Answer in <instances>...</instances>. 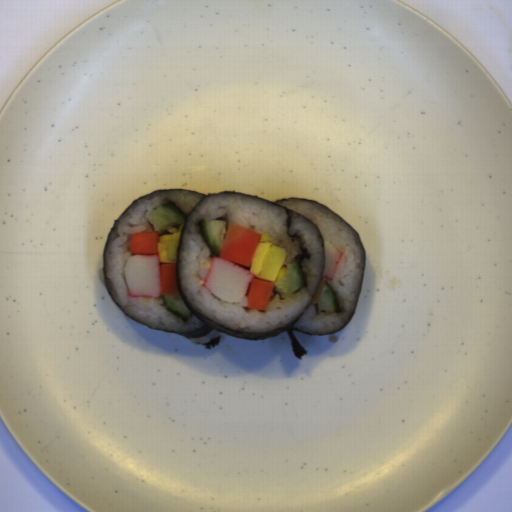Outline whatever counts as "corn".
I'll return each instance as SVG.
<instances>
[{
  "mask_svg": "<svg viewBox=\"0 0 512 512\" xmlns=\"http://www.w3.org/2000/svg\"><path fill=\"white\" fill-rule=\"evenodd\" d=\"M286 274H287V268H285V267H282V266H281V268H280V270H279V272H278V274H277V276H276L275 281H272V282H273V284H276V283H277L279 280H281V279H282Z\"/></svg>",
  "mask_w": 512,
  "mask_h": 512,
  "instance_id": "obj_1",
  "label": "corn"
},
{
  "mask_svg": "<svg viewBox=\"0 0 512 512\" xmlns=\"http://www.w3.org/2000/svg\"><path fill=\"white\" fill-rule=\"evenodd\" d=\"M259 243H271L272 244V240H271V238L268 235L262 233V234H259V242H258V244Z\"/></svg>",
  "mask_w": 512,
  "mask_h": 512,
  "instance_id": "obj_2",
  "label": "corn"
}]
</instances>
